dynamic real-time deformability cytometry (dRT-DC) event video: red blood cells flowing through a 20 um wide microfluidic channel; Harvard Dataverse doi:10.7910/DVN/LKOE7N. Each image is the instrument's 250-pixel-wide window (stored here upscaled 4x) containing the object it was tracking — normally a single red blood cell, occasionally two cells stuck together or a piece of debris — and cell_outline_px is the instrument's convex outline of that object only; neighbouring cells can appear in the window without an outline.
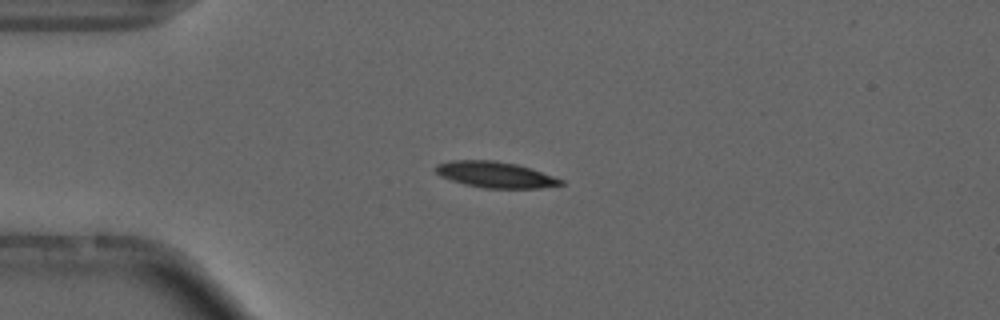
{"species": "common noctule bat (a hibernating species)", "species_latin": "Nyctalus noctula", "temperature_condition": "cold", "stored_images_in_passage": 42, "camera_frame_rate_fps": 3000, "um_per_image_px": 0.085, "animal": {"sex": "male", "forearm_length_mm": 52.5}, "frame": {"image": 1, "passage_image": 1, "time_ms": 0.0, "image_size_px": [1000, 320], "cell_outline_px": [[564, 184], [540, 188], [484, 188], [464, 184], [440, 176], [432, 168], [436, 164], [448, 160], [492, 160], [516, 164], [564, 180]], "centroid_in_image_um": [42.03, 14.84], "position_along_channel_um": 43.0, "area_um2": 18.9}, "authors_computed_cell_mechanics": {"area_um2": 18.207, "velocity_mm_per_s": 3.6909, "shape_relaxation_time_tau1_ms": 5.6172, "shape_relaxation_time_tau2_ms": null, "deformation_change_tau1": 0.1328, "deformation_change_tau2": null}}